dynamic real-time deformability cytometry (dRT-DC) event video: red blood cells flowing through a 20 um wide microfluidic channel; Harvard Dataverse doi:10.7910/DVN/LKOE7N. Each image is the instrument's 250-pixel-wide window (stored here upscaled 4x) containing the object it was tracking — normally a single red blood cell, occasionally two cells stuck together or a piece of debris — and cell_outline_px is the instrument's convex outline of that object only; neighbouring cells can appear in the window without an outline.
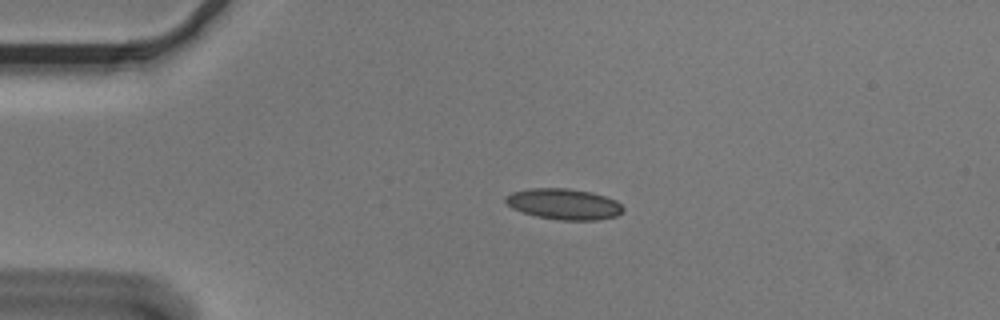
{"species": "Egyptian fruit bat (a non-hibernating species)", "species_latin": "Rousettus aegyptiacus", "temperature_condition": "cold", "stored_images_in_passage": 3, "camera_frame_rate_fps": 3000, "um_per_image_px": 0.085, "animal": {"sex": "male"}, "frame": {"image": 1, "passage_image": 1, "time_ms": 0.0, "image_size_px": [1000, 320], "cell_outline_px": [[624, 212], [616, 216], [600, 220], [556, 220], [536, 216], [512, 208], [504, 200], [504, 196], [512, 192], [532, 188], [568, 188], [592, 192], [616, 200], [624, 208]], "centroid_in_image_um": [47.95, 17.35], "position_along_channel_um": 37.1, "area_um2": 21.27}}